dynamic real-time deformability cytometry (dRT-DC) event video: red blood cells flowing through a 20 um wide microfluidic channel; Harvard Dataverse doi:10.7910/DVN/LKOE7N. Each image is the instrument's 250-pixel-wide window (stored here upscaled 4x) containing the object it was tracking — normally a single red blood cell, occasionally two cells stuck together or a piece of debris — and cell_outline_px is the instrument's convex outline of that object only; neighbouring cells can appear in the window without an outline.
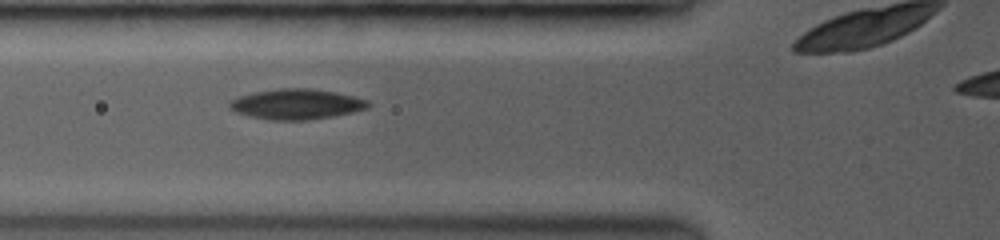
{"species": "common noctule bat (a hibernating species)", "species_latin": "Nyctalus noctula", "temperature_condition": "room temperature", "stored_images_in_passage": 13, "camera_frame_rate_fps": 3500, "um_per_image_px": 0.085, "animal": {"sex": "female", "body_mass_g": 19.0, "forearm_length_mm": 53.3}, "frame": {"image": 1, "passage_image": 3, "time_ms": 2.0, "image_size_px": [1000, 240], "cell_outline_px": [[372, 104], [368, 108], [352, 112], [332, 116], [304, 120], [268, 120], [236, 112], [228, 104], [232, 100], [240, 96], [256, 92], [280, 88], [304, 88], [332, 92], [352, 96], [368, 100]], "centroid_in_image_um": [25.22, 8.86], "position_along_channel_um": 100.6, "area_um2": 23.99}}
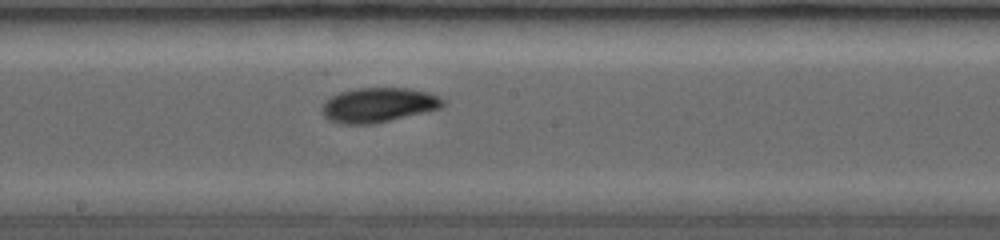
{"frame": {"image": 2, "passage_image": 8, "time_ms": 4.857, "image_size_px": [1000, 240], "cell_outline_px": [[444, 104], [440, 108], [372, 124], [340, 124], [328, 120], [324, 116], [324, 104], [332, 96], [340, 92], [356, 88], [404, 88], [424, 92], [436, 96], [444, 100]], "centroid_in_image_um": [32.13, 8.93], "position_along_channel_um": 216.1, "area_um2": 23.76}}
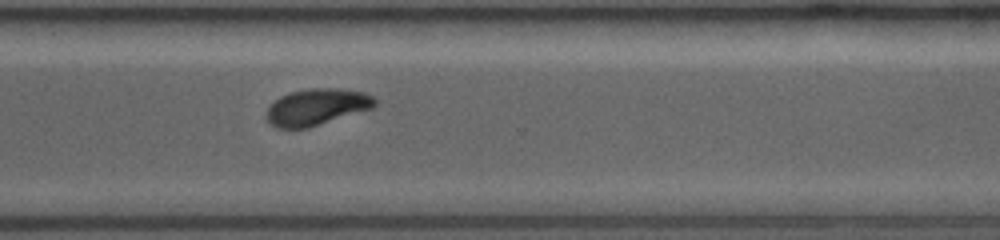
{"frame": {"image": 3, "passage_image": 13, "time_ms": 8.0, "image_size_px": [1000, 240], "cell_outline_px": [[376, 104], [372, 108], [308, 128], [276, 128], [264, 116], [268, 108], [280, 96], [292, 92], [312, 88], [340, 88], [364, 92], [372, 96], [376, 100]], "centroid_in_image_um": [26.92, 9.09], "position_along_channel_um": 343.7, "area_um2": 22.89}}